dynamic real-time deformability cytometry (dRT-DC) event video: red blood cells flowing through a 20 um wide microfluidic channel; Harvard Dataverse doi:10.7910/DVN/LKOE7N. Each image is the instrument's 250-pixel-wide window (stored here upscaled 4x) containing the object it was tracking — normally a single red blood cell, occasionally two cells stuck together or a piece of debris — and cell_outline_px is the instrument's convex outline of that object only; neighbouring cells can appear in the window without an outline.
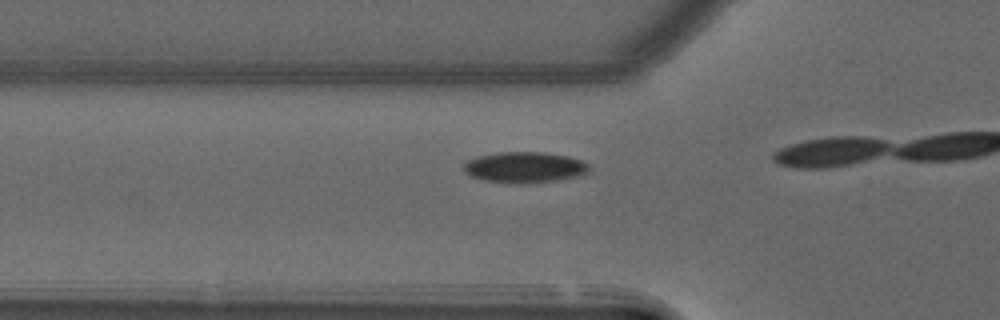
{"species": "common noctule bat (a hibernating species)", "species_latin": "Nyctalus noctula", "temperature_condition": "warm", "stored_images_in_passage": 4, "camera_frame_rate_fps": 3000, "um_per_image_px": 0.085, "animal": {"sex": "male", "forearm_length_mm": 52.5}, "frame": {"image": 1, "passage_image": 2, "time_ms": 0.333, "image_size_px": [1000, 320], "cell_outline_px": [[588, 172], [584, 176], [528, 184], [508, 184], [484, 180], [472, 176], [464, 172], [464, 164], [468, 160], [476, 156], [496, 152], [544, 152], [568, 156], [580, 160], [588, 164]], "centroid_in_image_um": [44.59, 14.23], "position_along_channel_um": 81.2, "area_um2": 22.95}}